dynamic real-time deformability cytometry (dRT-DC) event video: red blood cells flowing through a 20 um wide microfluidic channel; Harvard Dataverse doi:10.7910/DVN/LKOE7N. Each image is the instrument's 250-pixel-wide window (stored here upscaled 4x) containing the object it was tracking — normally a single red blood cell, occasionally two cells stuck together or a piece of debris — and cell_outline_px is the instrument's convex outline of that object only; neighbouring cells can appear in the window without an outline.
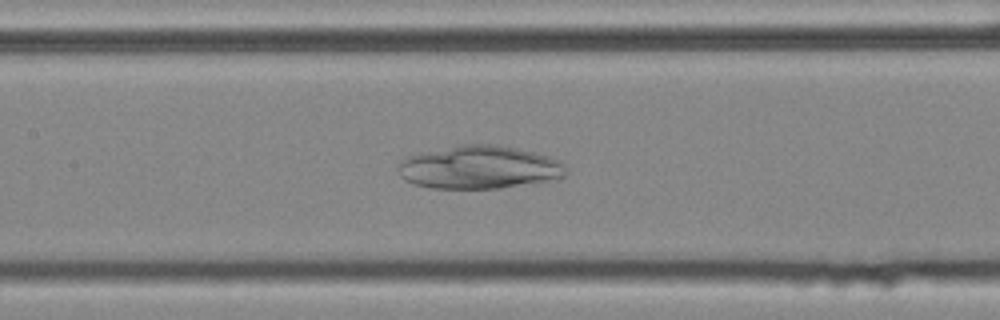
{"species": "common noctule bat (a hibernating species)", "species_latin": "Nyctalus noctula", "temperature_condition": "cold", "stored_images_in_passage": 54, "camera_frame_rate_fps": 3000, "um_per_image_px": 0.085, "animal": {"sex": "female", "body_mass_g": 25.1}, "frame": {"image": 1, "passage_image": 25, "time_ms": 8.0, "image_size_px": [1000, 320], "cell_outline_px": [[568, 172], [564, 176], [544, 180], [496, 188], [432, 188], [416, 184], [404, 180], [400, 176], [400, 160], [408, 156], [464, 144], [496, 144], [516, 148], [548, 156], [564, 164]], "centroid_in_image_um": [40.71, 14.21], "position_along_channel_um": 166.7, "area_um2": 41.21}}
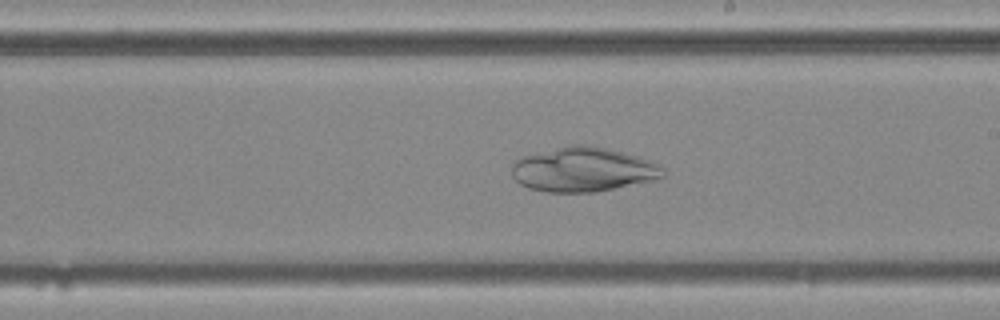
{"frame": {"image": 2, "passage_image": 31, "time_ms": 10.0, "image_size_px": [1000, 320], "cell_outline_px": [[664, 176], [652, 180], [596, 192], [548, 192], [528, 188], [520, 184], [512, 176], [512, 164], [516, 160], [524, 156], [568, 144], [584, 144], [608, 148], [636, 156], [648, 160], [664, 168]], "centroid_in_image_um": [49.53, 14.4], "position_along_channel_um": 239.5, "area_um2": 39.02}}
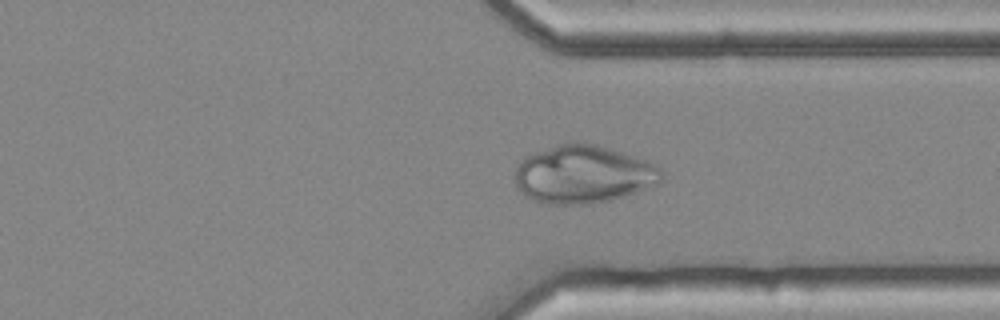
{"frame": {"image": 3, "passage_image": 41, "time_ms": 13.333, "image_size_px": [1000, 320], "cell_outline_px": [[664, 180], [660, 184], [624, 196], [608, 200], [588, 204], [548, 204], [532, 200], [524, 196], [520, 192], [512, 176], [520, 160], [524, 156], [532, 152], [568, 140], [584, 140], [648, 160], [656, 164], [664, 172]], "centroid_in_image_um": [49.56, 14.78], "position_along_channel_um": 361.8, "area_um2": 50.98}}